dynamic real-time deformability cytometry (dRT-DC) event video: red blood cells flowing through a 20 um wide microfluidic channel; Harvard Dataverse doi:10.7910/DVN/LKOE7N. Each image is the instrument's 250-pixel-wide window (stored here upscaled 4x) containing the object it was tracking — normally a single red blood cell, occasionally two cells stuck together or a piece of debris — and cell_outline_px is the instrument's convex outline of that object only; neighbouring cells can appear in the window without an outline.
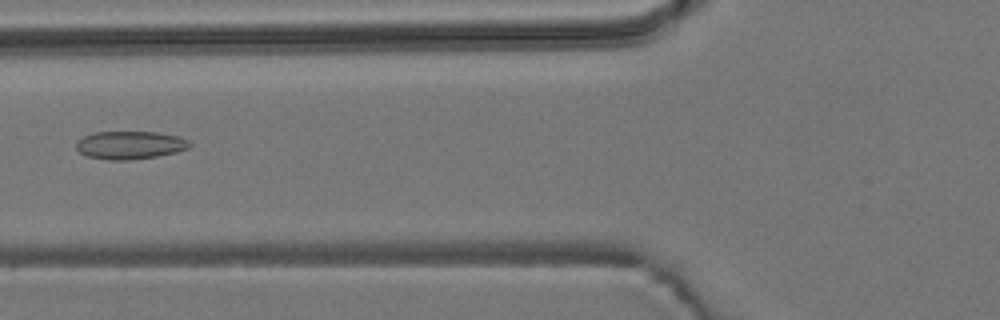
{"species": "common noctule bat (a hibernating species)", "species_latin": "Nyctalus noctula", "temperature_condition": "room temperature", "stored_images_in_passage": 4, "camera_frame_rate_fps": 3000, "um_per_image_px": 0.085, "animal": {"sex": "male", "body_mass_g": 19.2, "forearm_length_mm": 51.8}, "frame": {"image": 1, "passage_image": 3, "time_ms": 3.333, "image_size_px": [1000, 320], "cell_outline_px": [[192, 144], [188, 148], [176, 152], [156, 156], [128, 160], [108, 160], [88, 156], [80, 152], [76, 148], [76, 140], [84, 136], [96, 132], [156, 132], [180, 136], [188, 140]], "centroid_in_image_um": [11.05, 12.33], "position_along_channel_um": 114.7, "area_um2": 18.5}}
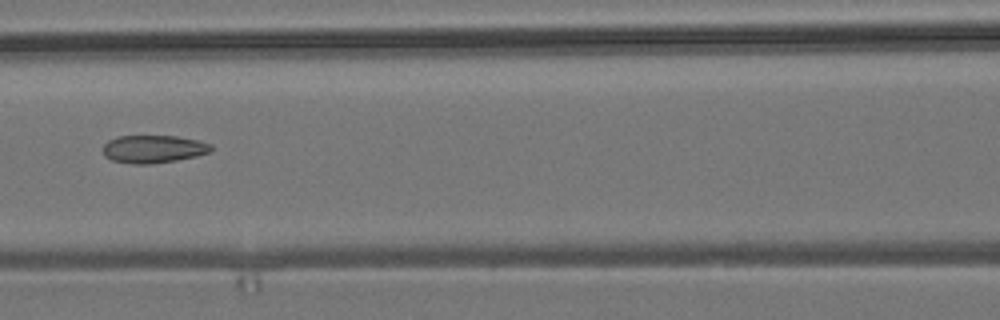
{"frame": {"image": 2, "passage_image": 4, "time_ms": 4.333, "image_size_px": [1000, 320], "cell_outline_px": [[212, 152], [196, 156], [176, 160], [152, 164], [132, 164], [112, 160], [104, 156], [104, 144], [108, 140], [116, 136], [176, 136], [200, 140], [212, 144]], "centroid_in_image_um": [13.06, 12.66], "position_along_channel_um": 153.5, "area_um2": 17.69}}